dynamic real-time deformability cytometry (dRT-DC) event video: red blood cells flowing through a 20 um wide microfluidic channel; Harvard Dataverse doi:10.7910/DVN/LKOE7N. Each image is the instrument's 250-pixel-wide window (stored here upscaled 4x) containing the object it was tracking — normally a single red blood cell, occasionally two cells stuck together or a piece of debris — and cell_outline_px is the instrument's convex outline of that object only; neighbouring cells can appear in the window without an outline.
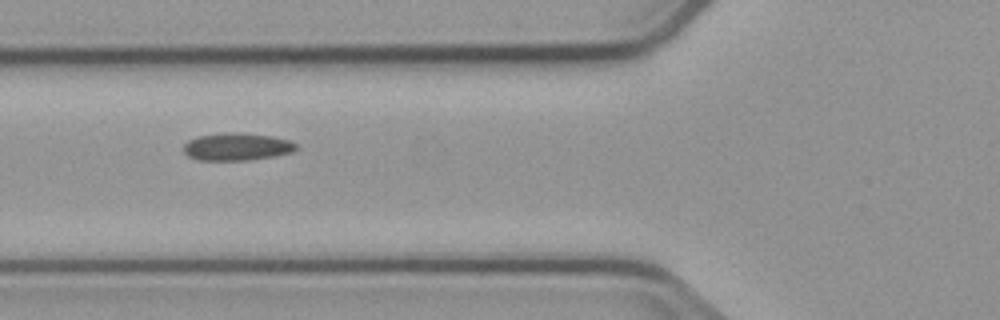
{"species": "common noctule bat (a hibernating species)", "species_latin": "Nyctalus noctula", "temperature_condition": "cold", "stored_images_in_passage": 4, "camera_frame_rate_fps": 3000, "um_per_image_px": 0.085, "animal": {"sex": "male", "body_mass_g": 23.1, "forearm_length_mm": 52.7}, "frame": {"image": 1, "passage_image": 3, "time_ms": 2.333, "image_size_px": [1000, 320], "cell_outline_px": [[300, 148], [292, 152], [276, 156], [248, 160], [196, 160], [188, 156], [184, 152], [184, 144], [188, 140], [196, 136], [224, 132], [240, 132], [272, 136], [288, 140], [296, 144]], "centroid_in_image_um": [20.13, 12.46], "position_along_channel_um": 105.7, "area_um2": 18.32}}
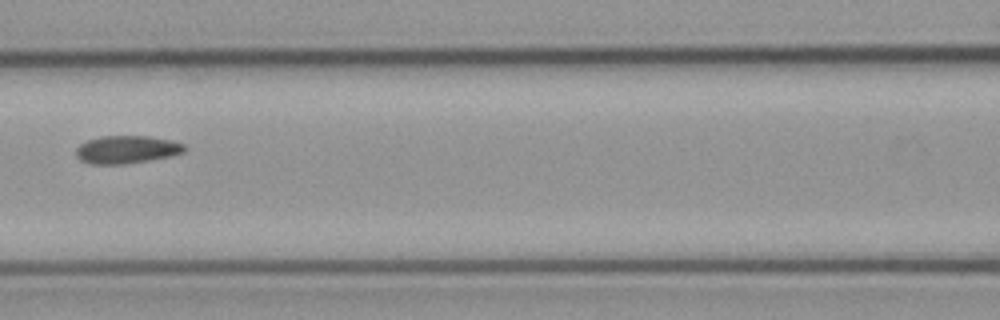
{"frame": {"image": 2, "passage_image": 4, "time_ms": 3.667, "image_size_px": [1000, 320], "cell_outline_px": [[188, 148], [184, 152], [168, 156], [148, 160], [124, 164], [92, 164], [80, 160], [76, 156], [76, 148], [80, 144], [88, 140], [100, 136], [148, 136], [172, 140], [184, 144]], "centroid_in_image_um": [10.77, 12.7], "position_along_channel_um": 155.8, "area_um2": 17.57}}